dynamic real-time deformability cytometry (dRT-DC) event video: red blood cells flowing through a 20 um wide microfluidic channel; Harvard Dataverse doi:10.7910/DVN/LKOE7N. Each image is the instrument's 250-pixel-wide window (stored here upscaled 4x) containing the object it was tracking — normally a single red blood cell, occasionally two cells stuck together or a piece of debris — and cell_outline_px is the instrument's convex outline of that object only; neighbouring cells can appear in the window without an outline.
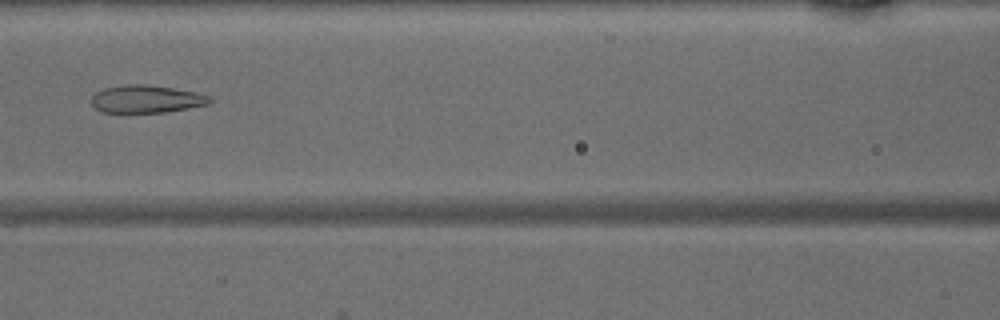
{"species": "common noctule bat (a hibernating species)", "species_latin": "Nyctalus noctula", "temperature_condition": "warm", "stored_images_in_passage": 43, "camera_frame_rate_fps": 3000, "um_per_image_px": 0.085, "animal": {"sex": "male", "body_mass_g": 15.6}, "frame": {"image": 1, "passage_image": 21, "time_ms": 6.667, "image_size_px": [1000, 320], "cell_outline_px": [[212, 100], [208, 104], [188, 108], [164, 112], [104, 112], [96, 108], [92, 104], [92, 96], [96, 92], [104, 88], [124, 84], [144, 84], [172, 88], [196, 92], [212, 96]], "centroid_in_image_um": [12.45, 8.41], "position_along_channel_um": 154.1, "area_um2": 18.96}}
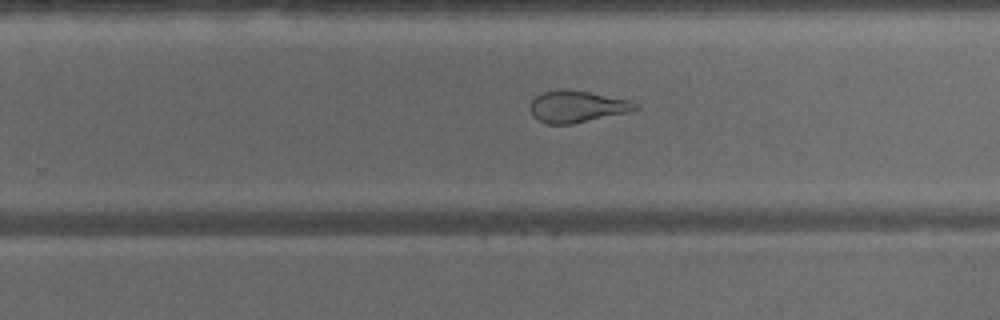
{"frame": {"image": 2, "passage_image": 30, "time_ms": 9.667, "image_size_px": [1000, 320], "cell_outline_px": [[640, 108], [628, 112], [572, 124], [548, 124], [532, 116], [528, 108], [532, 100], [536, 96], [544, 92], [560, 88], [568, 88], [628, 100], [640, 104]], "centroid_in_image_um": [49.02, 9.05], "position_along_channel_um": 280.8, "area_um2": 19.54}}
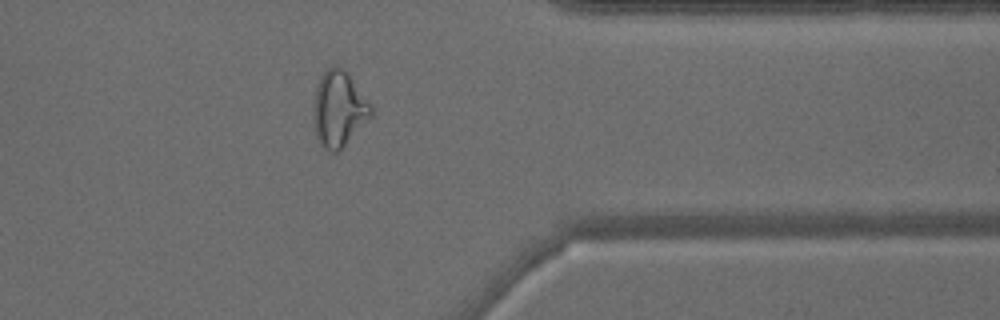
{"frame": {"image": 3, "passage_image": 38, "time_ms": 12.333, "image_size_px": [1000, 320], "cell_outline_px": [[372, 116], [336, 152], [332, 152], [320, 144], [316, 136], [316, 88], [320, 76], [328, 68], [336, 64], [344, 68], [348, 72], [372, 108]], "centroid_in_image_um": [28.82, 9.2], "position_along_channel_um": 382.6, "area_um2": 24.33}}